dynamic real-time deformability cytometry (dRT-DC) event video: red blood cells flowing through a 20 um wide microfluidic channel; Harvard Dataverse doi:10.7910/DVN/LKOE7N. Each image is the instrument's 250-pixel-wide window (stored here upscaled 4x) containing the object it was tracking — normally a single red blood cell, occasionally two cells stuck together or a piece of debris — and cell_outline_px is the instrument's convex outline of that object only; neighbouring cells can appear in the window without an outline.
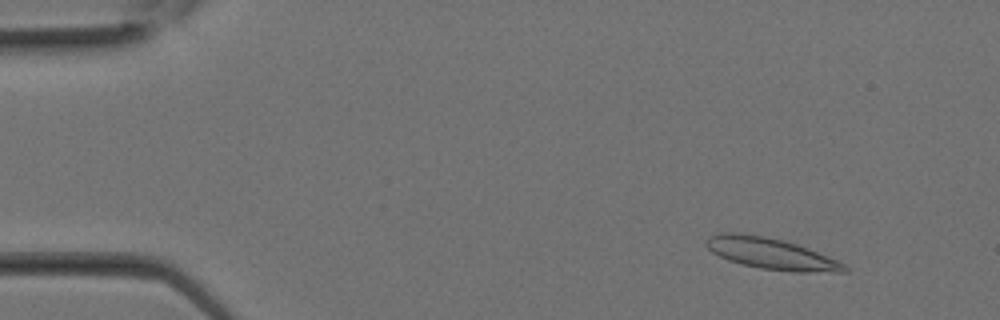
{"species": "Egyptian fruit bat (a non-hibernating species)", "species_latin": "Rousettus aegyptiacus", "temperature_condition": "room temperature", "stored_images_in_passage": 9, "camera_frame_rate_fps": 3000, "um_per_image_px": 0.085, "animal": {"sex": "female"}, "frame": {"image": 1, "passage_image": 3, "time_ms": 0.667, "image_size_px": [1000, 320], "cell_outline_px": [[848, 272], [792, 272], [760, 268], [728, 260], [712, 252], [704, 244], [704, 240], [708, 236], [720, 232], [740, 232], [764, 236], [784, 240], [808, 248], [836, 260], [844, 264], [848, 268]], "centroid_in_image_um": [65.5, 21.54], "position_along_channel_um": 19.5, "area_um2": 25.26}}